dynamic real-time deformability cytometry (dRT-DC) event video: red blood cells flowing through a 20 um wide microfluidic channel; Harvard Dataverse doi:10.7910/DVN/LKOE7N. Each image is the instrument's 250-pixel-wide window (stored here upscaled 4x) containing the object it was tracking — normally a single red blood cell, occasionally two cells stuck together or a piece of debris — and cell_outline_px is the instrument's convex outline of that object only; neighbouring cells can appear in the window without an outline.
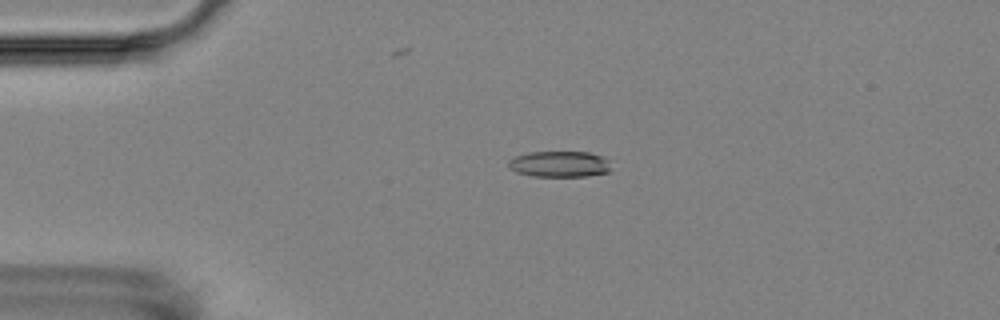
{"species": "Egyptian fruit bat (a non-hibernating species)", "species_latin": "Rousettus aegyptiacus", "temperature_condition": "room temperature", "stored_images_in_passage": 4, "camera_frame_rate_fps": 3000, "um_per_image_px": 0.085, "animal": {"sex": "female"}, "frame": {"image": 1, "passage_image": 2, "time_ms": 1.333, "image_size_px": [1000, 320], "cell_outline_px": [[608, 172], [588, 176], [532, 176], [516, 172], [508, 168], [508, 160], [516, 156], [528, 152], [588, 152], [604, 156], [608, 160]], "centroid_in_image_um": [47.52, 13.94], "position_along_channel_um": 37.5, "area_um2": 15.55}}